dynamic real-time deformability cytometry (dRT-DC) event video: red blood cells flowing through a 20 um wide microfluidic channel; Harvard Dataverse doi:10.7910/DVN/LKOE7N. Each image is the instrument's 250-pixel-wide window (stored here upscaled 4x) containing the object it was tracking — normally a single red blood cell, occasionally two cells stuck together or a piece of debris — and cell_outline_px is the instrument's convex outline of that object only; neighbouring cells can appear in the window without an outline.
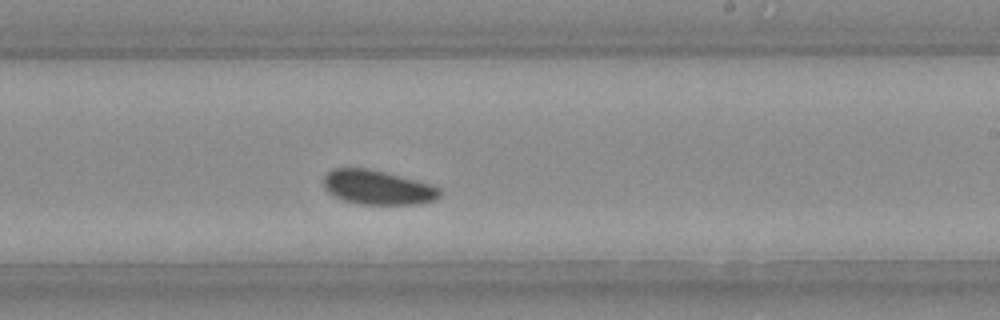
{"species": "Egyptian fruit bat (a non-hibernating species)", "species_latin": "Rousettus aegyptiacus", "temperature_condition": "warm", "stored_images_in_passage": 20, "camera_frame_rate_fps": 3000, "um_per_image_px": 0.085, "animal": {"sex": "female"}, "frame": {"image": 1, "passage_image": 12, "time_ms": 3.667, "image_size_px": [1000, 320], "cell_outline_px": [[440, 196], [436, 200], [420, 204], [360, 204], [340, 200], [328, 192], [324, 188], [324, 176], [332, 168], [368, 168], [432, 184], [440, 188]], "centroid_in_image_um": [32.09, 15.94], "position_along_channel_um": 256.9, "area_um2": 23.41}}